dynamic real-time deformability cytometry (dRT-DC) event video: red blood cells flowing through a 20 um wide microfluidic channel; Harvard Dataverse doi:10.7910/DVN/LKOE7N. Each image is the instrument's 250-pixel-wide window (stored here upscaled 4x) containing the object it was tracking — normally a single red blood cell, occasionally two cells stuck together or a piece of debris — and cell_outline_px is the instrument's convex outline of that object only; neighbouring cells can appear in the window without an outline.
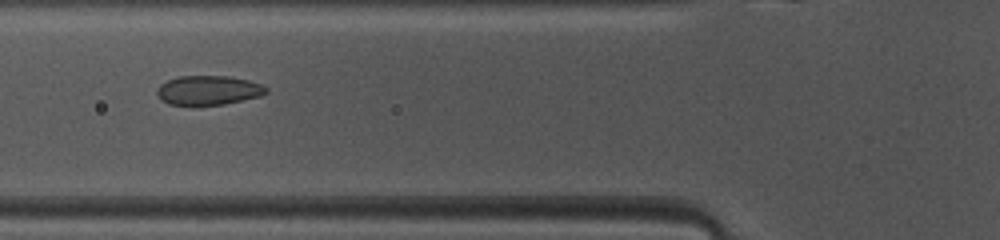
{"species": "common noctule bat (a hibernating species)", "species_latin": "Nyctalus noctula", "temperature_condition": "warm", "stored_images_in_passage": 47, "camera_frame_rate_fps": 3000, "um_per_image_px": 0.085, "animal": {"sex": "female", "body_mass_g": 10.0, "forearm_length_mm": 53.1}, "frame": {"image": 1, "passage_image": 16, "time_ms": 5.0, "image_size_px": [1000, 240], "cell_outline_px": [[268, 92], [260, 96], [224, 104], [168, 104], [160, 100], [156, 92], [160, 84], [168, 80], [180, 76], [228, 76], [248, 80], [264, 84], [268, 88]], "centroid_in_image_um": [17.74, 7.66], "position_along_channel_um": 108.1, "area_um2": 18.55}}
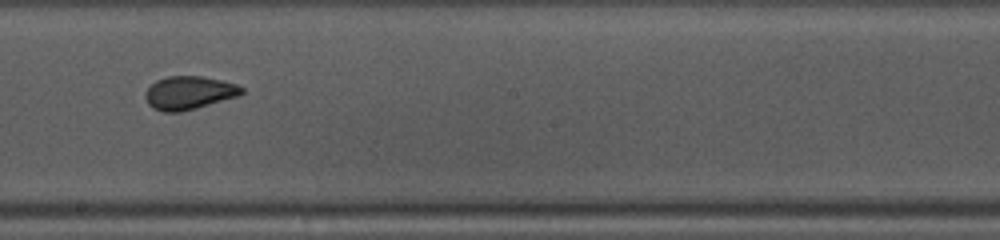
{"frame": {"image": 2, "passage_image": 25, "time_ms": 8.0, "image_size_px": [1000, 240], "cell_outline_px": [[244, 92], [240, 96], [196, 108], [180, 112], [164, 112], [152, 108], [148, 104], [144, 96], [144, 92], [156, 80], [168, 76], [200, 76], [220, 80], [236, 84], [244, 88]], "centroid_in_image_um": [16.06, 7.89], "position_along_channel_um": 232.1, "area_um2": 18.79}}
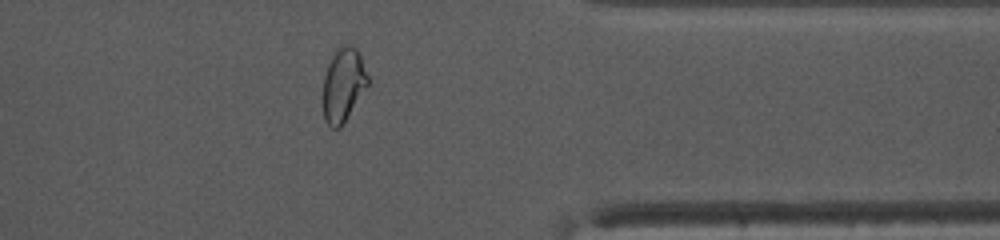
{"frame": {"image": 3, "passage_image": 37, "time_ms": 12.0, "image_size_px": [1000, 240], "cell_outline_px": [[368, 84], [340, 128], [332, 128], [324, 120], [324, 76], [328, 64], [336, 48], [340, 44], [348, 44], [356, 48], [360, 56], [368, 76]], "centroid_in_image_um": [29.17, 7.17], "position_along_channel_um": 382.2, "area_um2": 18.9}, "authors_computed_cell_mechanics": {"area_um2": 19.1896, "velocity_mm_per_s": 4.1172, "shape_relaxation_time_tau1_ms": 6.5112, "shape_relaxation_time_tau2_ms": 0.735, "deformation_change_tau1": 0.1616, "deformation_change_tau2": 0.0348}}